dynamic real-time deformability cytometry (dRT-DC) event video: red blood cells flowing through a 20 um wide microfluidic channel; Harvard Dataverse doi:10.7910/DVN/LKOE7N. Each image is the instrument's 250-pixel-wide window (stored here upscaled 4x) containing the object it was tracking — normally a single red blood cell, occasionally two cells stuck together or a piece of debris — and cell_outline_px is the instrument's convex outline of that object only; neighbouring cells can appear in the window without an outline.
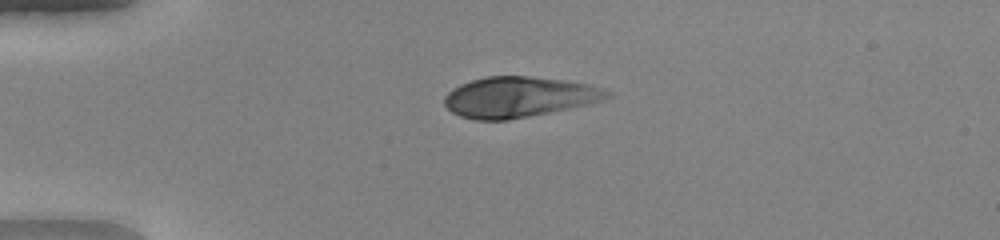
{"species": "human", "species_latin": "Homo sapiens", "temperature_condition": "warm", "stored_images_in_passage": 50, "camera_frame_rate_fps": 3000, "um_per_image_px": 0.085, "donor": {"sex": "female"}, "frame": {"image": 1, "passage_image": 13, "time_ms": 4.0, "image_size_px": [1000, 240], "cell_outline_px": [[612, 96], [604, 100], [588, 104], [508, 120], [476, 120], [460, 116], [452, 112], [444, 104], [444, 96], [452, 88], [460, 84], [472, 80], [488, 76], [528, 76], [564, 80], [592, 84], [604, 88], [612, 92]], "centroid_in_image_um": [44.12, 8.24], "position_along_channel_um": 40.9, "area_um2": 38.49}}
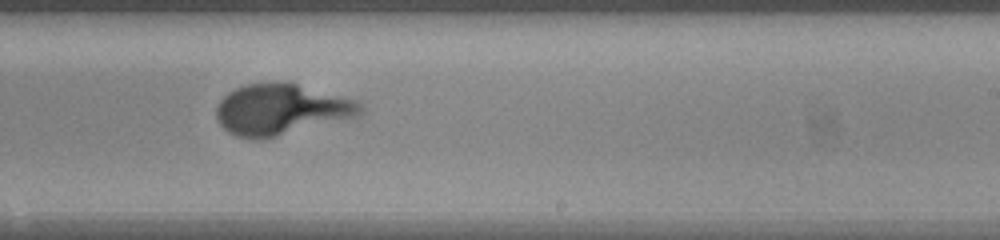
{"frame": {"image": 2, "passage_image": 32, "time_ms": 10.333, "image_size_px": [1000, 240], "cell_outline_px": [[364, 112], [360, 116], [264, 140], [252, 140], [236, 136], [228, 132], [220, 124], [216, 116], [216, 108], [220, 100], [228, 92], [244, 84], [296, 84], [356, 100], [364, 108]], "centroid_in_image_um": [23.9, 9.36], "position_along_channel_um": 265.1, "area_um2": 42.6}}
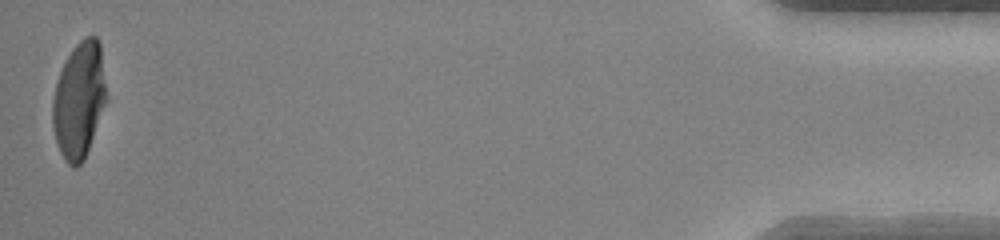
{"frame": {"image": 3, "passage_image": 50, "time_ms": 16.333, "image_size_px": [1000, 240], "cell_outline_px": [[104, 104], [84, 160], [76, 168], [72, 168], [68, 164], [60, 152], [56, 140], [52, 124], [52, 100], [56, 84], [60, 72], [68, 56], [76, 44], [80, 40], [88, 36], [96, 36], [100, 44], [104, 84]], "centroid_in_image_um": [6.68, 8.54], "position_along_channel_um": 428.5, "area_um2": 35.37}}